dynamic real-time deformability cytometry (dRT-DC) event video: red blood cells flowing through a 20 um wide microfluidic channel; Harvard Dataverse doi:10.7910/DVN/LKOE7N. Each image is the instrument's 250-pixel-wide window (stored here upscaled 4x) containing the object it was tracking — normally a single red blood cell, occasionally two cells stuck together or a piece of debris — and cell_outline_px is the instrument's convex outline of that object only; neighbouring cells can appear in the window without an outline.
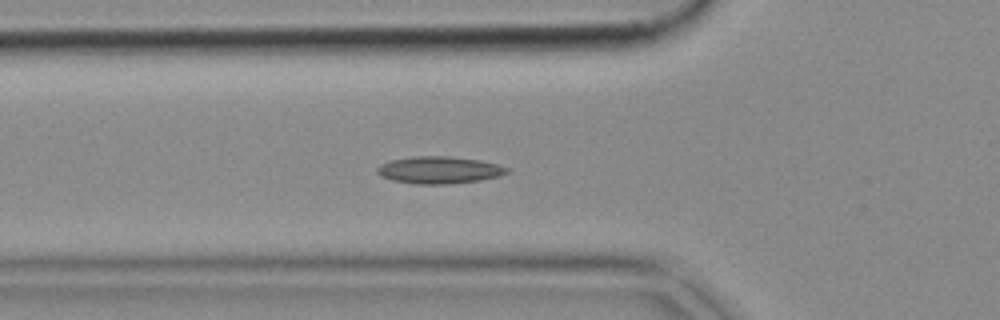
{"species": "common noctule bat (a hibernating species)", "species_latin": "Nyctalus noctula", "temperature_condition": "cold", "stored_images_in_passage": 37, "camera_frame_rate_fps": 3000, "um_per_image_px": 0.085, "animal": {"sex": "female", "body_mass_g": 18.4}, "frame": {"image": 1, "passage_image": 3, "time_ms": 0.667, "image_size_px": [1000, 320], "cell_outline_px": [[512, 172], [500, 176], [480, 180], [448, 184], [416, 184], [392, 180], [380, 176], [376, 172], [376, 168], [380, 164], [392, 160], [412, 156], [448, 156], [480, 160], [496, 164], [508, 168]], "centroid_in_image_um": [37.33, 14.45], "position_along_channel_um": 88.5, "area_um2": 20.63}}
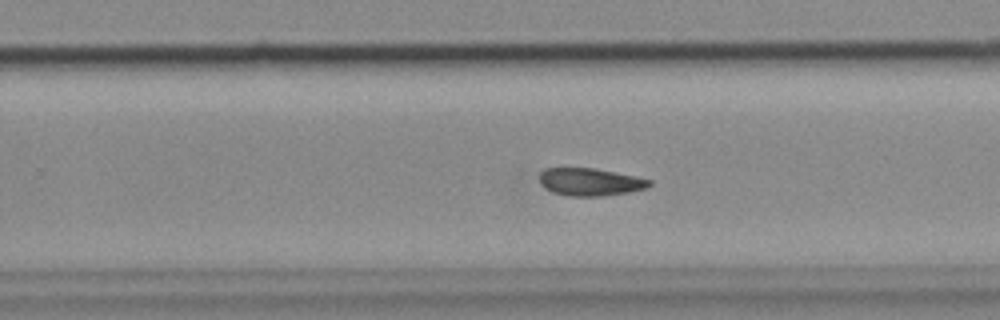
{"frame": {"image": 2, "passage_image": 18, "time_ms": 5.667, "image_size_px": [1000, 320], "cell_outline_px": [[652, 184], [648, 188], [628, 192], [600, 196], [568, 196], [552, 192], [544, 188], [540, 184], [540, 172], [544, 168], [596, 168], [636, 176], [652, 180]], "centroid_in_image_um": [50.16, 15.46], "position_along_channel_um": 279.6, "area_um2": 17.86}}
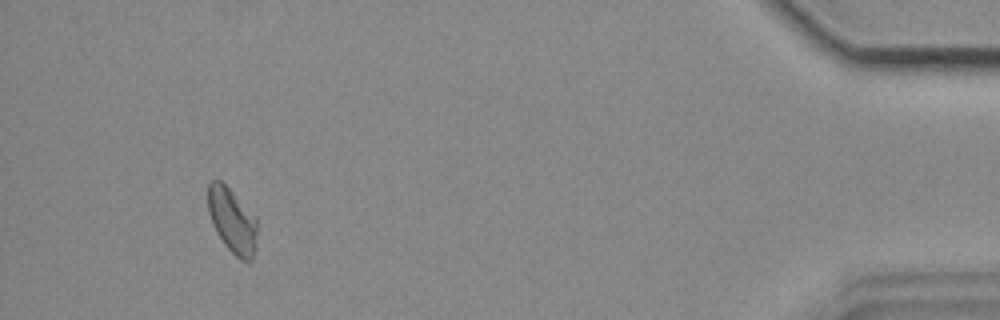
{"frame": {"image": 3, "passage_image": 34, "time_ms": 11.0, "image_size_px": [1000, 320], "cell_outline_px": [[256, 236], [252, 260], [240, 260], [224, 244], [216, 232], [212, 224], [208, 212], [208, 180], [220, 180], [256, 216]], "centroid_in_image_um": [19.71, 18.73], "position_along_channel_um": 415.5, "area_um2": 18.38}}